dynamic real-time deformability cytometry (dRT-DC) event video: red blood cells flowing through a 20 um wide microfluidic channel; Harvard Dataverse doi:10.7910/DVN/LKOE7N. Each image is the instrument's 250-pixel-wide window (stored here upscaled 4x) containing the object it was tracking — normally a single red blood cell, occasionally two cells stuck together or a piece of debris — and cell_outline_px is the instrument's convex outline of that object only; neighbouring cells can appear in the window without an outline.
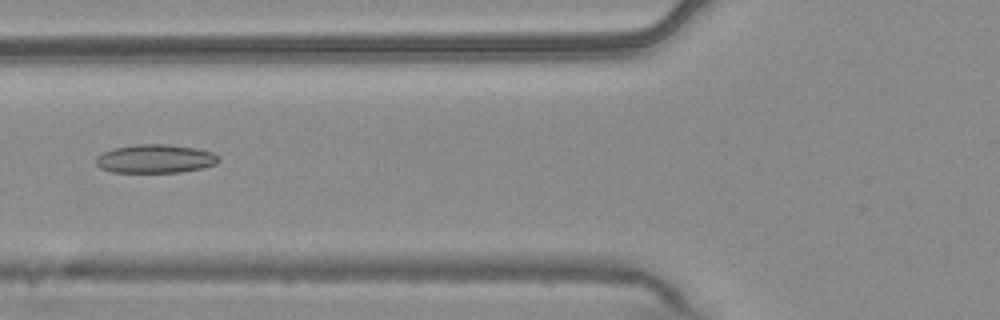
{"species": "common noctule bat (a hibernating species)", "species_latin": "Nyctalus noctula", "temperature_condition": "warm", "stored_images_in_passage": 54, "camera_frame_rate_fps": 3000, "um_per_image_px": 0.085, "animal": {"sex": "male", "body_mass_g": 20.4}, "frame": {"image": 1, "passage_image": 21, "time_ms": 6.667, "image_size_px": [1000, 320], "cell_outline_px": [[220, 160], [216, 164], [200, 168], [180, 172], [112, 172], [100, 168], [96, 164], [96, 156], [104, 152], [116, 148], [136, 144], [164, 144], [196, 148], [212, 152]], "centroid_in_image_um": [13.18, 13.49], "position_along_channel_um": 112.6, "area_um2": 20.23}}
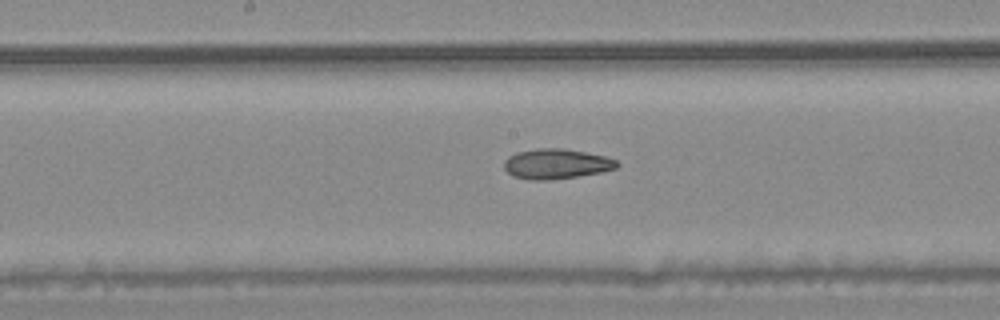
{"frame": {"image": 2, "passage_image": 28, "time_ms": 9.0, "image_size_px": [1000, 320], "cell_outline_px": [[620, 164], [616, 168], [600, 172], [552, 180], [528, 180], [512, 176], [504, 168], [504, 160], [508, 156], [516, 152], [536, 148], [564, 148], [608, 156], [616, 160]], "centroid_in_image_um": [47.27, 13.92], "position_along_channel_um": 200.9, "area_um2": 20.0}}
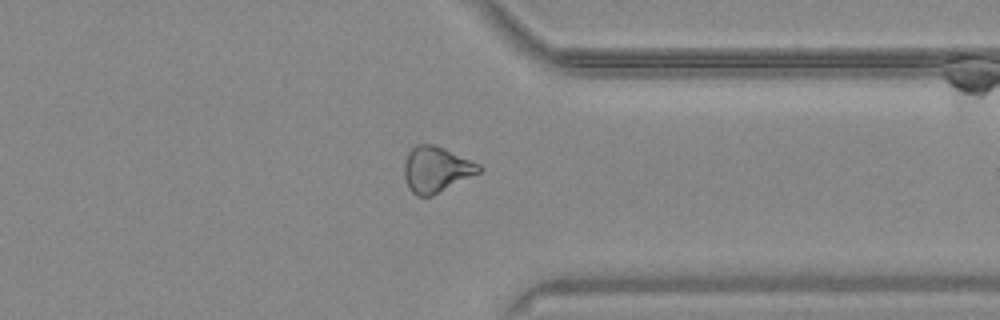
{"frame": {"image": 3, "passage_image": 42, "time_ms": 13.667, "image_size_px": [1000, 320], "cell_outline_px": [[484, 168], [480, 172], [432, 196], [416, 196], [408, 188], [404, 176], [404, 164], [408, 152], [416, 144], [432, 144], [444, 148], [480, 164]], "centroid_in_image_um": [37.07, 14.4], "position_along_channel_um": 374.3, "area_um2": 19.94}, "authors_computed_cell_mechanics": {"area_um2": 20.808, "velocity_mm_per_s": 3.7694, "shape_relaxation_time_tau1_ms": null, "shape_relaxation_time_tau2_ms": 6.7849, "deformation_change_tau1": null, "deformation_change_tau2": 0.1626}}